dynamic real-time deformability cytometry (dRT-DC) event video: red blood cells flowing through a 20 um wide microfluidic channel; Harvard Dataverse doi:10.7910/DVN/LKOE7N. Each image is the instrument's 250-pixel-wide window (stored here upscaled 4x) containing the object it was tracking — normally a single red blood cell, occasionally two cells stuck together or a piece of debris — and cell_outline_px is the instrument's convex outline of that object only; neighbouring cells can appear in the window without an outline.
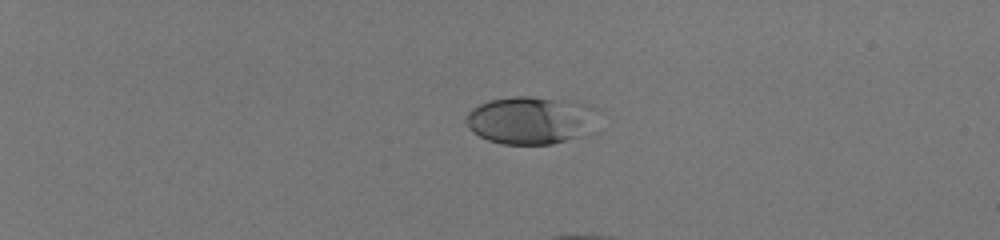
{"species": "human", "species_latin": "Homo sapiens", "temperature_condition": "room temperature", "stored_images_in_passage": 13, "camera_frame_rate_fps": 3000, "um_per_image_px": 0.085, "donor": {"sex": "male"}, "frame": {"image": 1, "passage_image": 1, "time_ms": 0.0, "image_size_px": [1000, 240], "cell_outline_px": [[600, 132], [552, 144], [500, 144], [488, 140], [472, 132], [468, 128], [468, 112], [472, 108], [488, 100], [516, 96], [532, 96], [588, 104], [596, 108], [600, 112]], "centroid_in_image_um": [45.29, 10.24], "position_along_channel_um": 39.7, "area_um2": 37.86}}